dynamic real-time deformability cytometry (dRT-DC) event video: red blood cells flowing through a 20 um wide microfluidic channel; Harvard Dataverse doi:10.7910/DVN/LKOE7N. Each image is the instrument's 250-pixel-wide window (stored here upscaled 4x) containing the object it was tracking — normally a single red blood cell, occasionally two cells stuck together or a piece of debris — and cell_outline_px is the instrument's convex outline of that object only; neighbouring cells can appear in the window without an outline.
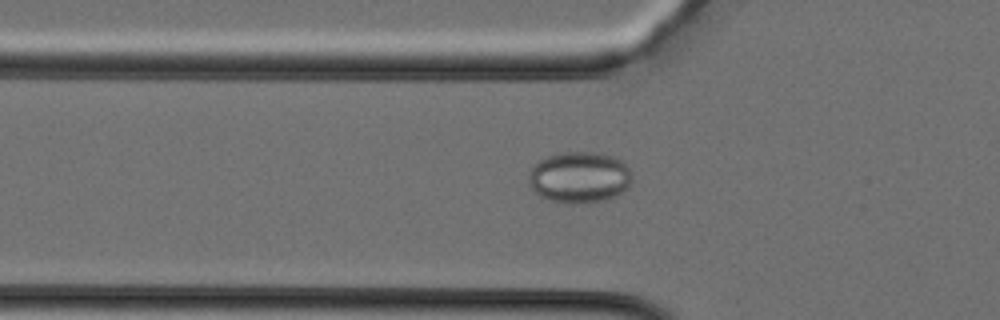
{"species": "Egyptian fruit bat (a non-hibernating species)", "species_latin": "Rousettus aegyptiacus", "temperature_condition": "cold", "stored_images_in_passage": 36, "camera_frame_rate_fps": 3000, "um_per_image_px": 0.085, "animal": {"sex": "female"}, "frame": {"image": 1, "passage_image": 11, "time_ms": 3.333, "image_size_px": [1000, 320], "cell_outline_px": [[620, 188], [612, 192], [600, 196], [552, 196], [544, 192], [536, 184], [536, 168], [540, 164], [548, 160], [560, 156], [596, 156], [608, 160], [616, 164]], "centroid_in_image_um": [49.09, 15.0], "position_along_channel_um": 76.7, "area_um2": 21.27}}
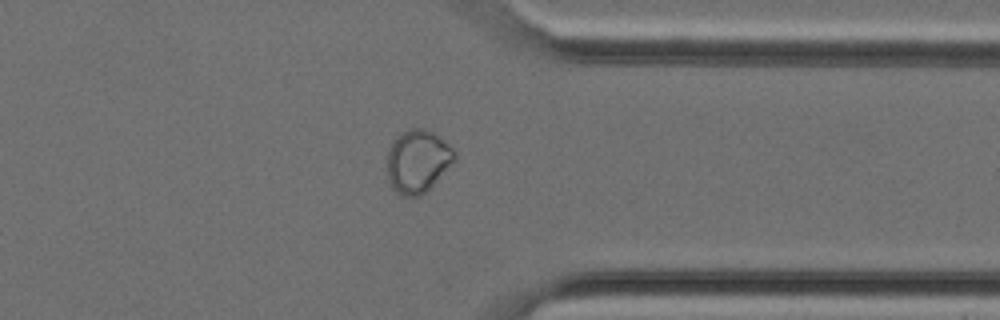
{"frame": {"image": 2, "passage_image": 28, "time_ms": 9.0, "image_size_px": [1000, 320], "cell_outline_px": [[452, 156], [428, 184], [424, 188], [416, 192], [408, 192], [400, 188], [392, 172], [392, 156], [396, 144], [400, 140], [408, 136], [432, 136], [444, 144], [452, 152]], "centroid_in_image_um": [35.56, 13.72], "position_along_channel_um": 375.8, "area_um2": 17.63}}
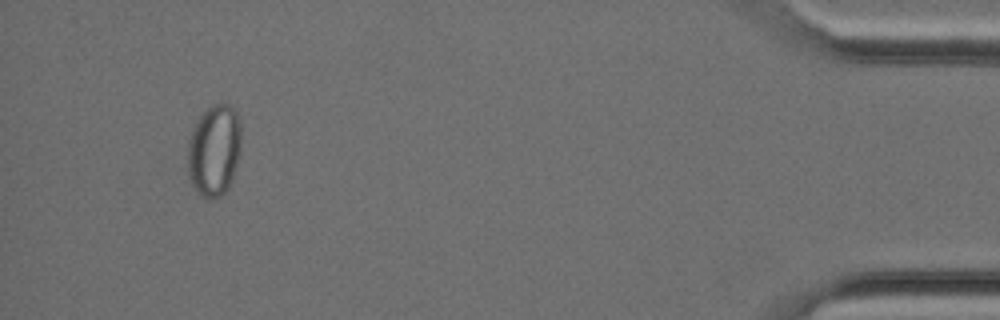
{"frame": {"image": 3, "passage_image": 34, "time_ms": 11.0, "image_size_px": [1000, 320], "cell_outline_px": [[236, 152], [228, 180], [224, 188], [216, 192], [204, 192], [200, 188], [196, 180], [192, 168], [192, 144], [196, 132], [204, 116], [208, 112], [212, 112], [232, 120], [236, 128]], "centroid_in_image_um": [18.17, 12.92], "position_along_channel_um": 417.0, "area_um2": 20.35}}